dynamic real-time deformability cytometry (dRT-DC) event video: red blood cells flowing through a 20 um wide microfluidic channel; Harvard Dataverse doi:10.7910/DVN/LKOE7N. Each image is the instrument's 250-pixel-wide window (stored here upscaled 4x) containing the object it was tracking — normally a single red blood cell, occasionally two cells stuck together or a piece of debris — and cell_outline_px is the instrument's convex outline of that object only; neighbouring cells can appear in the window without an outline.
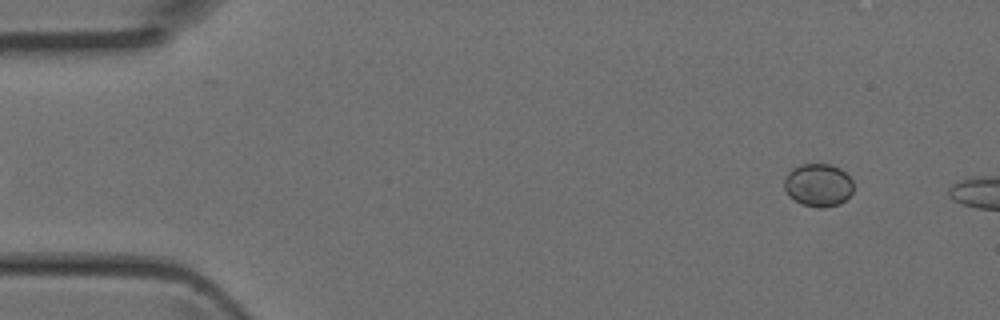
{"species": "Egyptian fruit bat (a non-hibernating species)", "species_latin": "Rousettus aegyptiacus", "temperature_condition": "room temperature", "stored_images_in_passage": 3, "camera_frame_rate_fps": 3000, "um_per_image_px": 0.085, "animal": {"sex": "female"}, "frame": {"image": 1, "passage_image": 1, "time_ms": 0.0, "image_size_px": [1000, 320], "cell_outline_px": [[852, 192], [840, 204], [824, 208], [816, 208], [800, 204], [788, 196], [784, 188], [784, 176], [792, 168], [800, 164], [832, 164], [840, 168], [852, 180]], "centroid_in_image_um": [69.51, 15.74], "position_along_channel_um": 15.5, "area_um2": 17.57}}